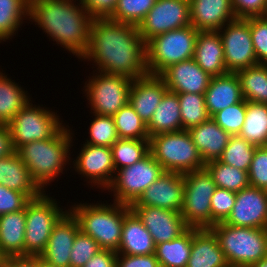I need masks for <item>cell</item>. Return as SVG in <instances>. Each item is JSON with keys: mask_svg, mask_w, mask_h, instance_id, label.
Here are the masks:
<instances>
[{"mask_svg": "<svg viewBox=\"0 0 267 267\" xmlns=\"http://www.w3.org/2000/svg\"><path fill=\"white\" fill-rule=\"evenodd\" d=\"M58 205L45 191L26 204L24 256H40L45 251L53 226L67 211Z\"/></svg>", "mask_w": 267, "mask_h": 267, "instance_id": "8", "label": "cell"}, {"mask_svg": "<svg viewBox=\"0 0 267 267\" xmlns=\"http://www.w3.org/2000/svg\"><path fill=\"white\" fill-rule=\"evenodd\" d=\"M256 147L238 135L231 136L219 160L248 172Z\"/></svg>", "mask_w": 267, "mask_h": 267, "instance_id": "40", "label": "cell"}, {"mask_svg": "<svg viewBox=\"0 0 267 267\" xmlns=\"http://www.w3.org/2000/svg\"><path fill=\"white\" fill-rule=\"evenodd\" d=\"M69 210L77 218L80 230L92 237L101 249L118 251L124 216L131 210L129 205L77 203Z\"/></svg>", "mask_w": 267, "mask_h": 267, "instance_id": "4", "label": "cell"}, {"mask_svg": "<svg viewBox=\"0 0 267 267\" xmlns=\"http://www.w3.org/2000/svg\"><path fill=\"white\" fill-rule=\"evenodd\" d=\"M116 267H160L155 253L150 255L117 254Z\"/></svg>", "mask_w": 267, "mask_h": 267, "instance_id": "51", "label": "cell"}, {"mask_svg": "<svg viewBox=\"0 0 267 267\" xmlns=\"http://www.w3.org/2000/svg\"><path fill=\"white\" fill-rule=\"evenodd\" d=\"M186 267H229L211 229L193 228L191 254Z\"/></svg>", "mask_w": 267, "mask_h": 267, "instance_id": "26", "label": "cell"}, {"mask_svg": "<svg viewBox=\"0 0 267 267\" xmlns=\"http://www.w3.org/2000/svg\"><path fill=\"white\" fill-rule=\"evenodd\" d=\"M204 168L211 175L216 187L237 193L250 186L247 171L222 163L219 159L205 163Z\"/></svg>", "mask_w": 267, "mask_h": 267, "instance_id": "36", "label": "cell"}, {"mask_svg": "<svg viewBox=\"0 0 267 267\" xmlns=\"http://www.w3.org/2000/svg\"><path fill=\"white\" fill-rule=\"evenodd\" d=\"M188 132L204 163L218 160L231 137L212 118L190 128Z\"/></svg>", "mask_w": 267, "mask_h": 267, "instance_id": "27", "label": "cell"}, {"mask_svg": "<svg viewBox=\"0 0 267 267\" xmlns=\"http://www.w3.org/2000/svg\"><path fill=\"white\" fill-rule=\"evenodd\" d=\"M218 32L223 43L227 72L236 73L258 64L251 37L250 17L236 18Z\"/></svg>", "mask_w": 267, "mask_h": 267, "instance_id": "13", "label": "cell"}, {"mask_svg": "<svg viewBox=\"0 0 267 267\" xmlns=\"http://www.w3.org/2000/svg\"><path fill=\"white\" fill-rule=\"evenodd\" d=\"M159 76L164 80L168 91L176 94H204L212 79L193 58L169 66Z\"/></svg>", "mask_w": 267, "mask_h": 267, "instance_id": "20", "label": "cell"}, {"mask_svg": "<svg viewBox=\"0 0 267 267\" xmlns=\"http://www.w3.org/2000/svg\"><path fill=\"white\" fill-rule=\"evenodd\" d=\"M178 94L167 91L147 124L149 137L183 130Z\"/></svg>", "mask_w": 267, "mask_h": 267, "instance_id": "30", "label": "cell"}, {"mask_svg": "<svg viewBox=\"0 0 267 267\" xmlns=\"http://www.w3.org/2000/svg\"><path fill=\"white\" fill-rule=\"evenodd\" d=\"M193 59L212 77L228 73L224 62L223 43L218 31L198 32Z\"/></svg>", "mask_w": 267, "mask_h": 267, "instance_id": "23", "label": "cell"}, {"mask_svg": "<svg viewBox=\"0 0 267 267\" xmlns=\"http://www.w3.org/2000/svg\"><path fill=\"white\" fill-rule=\"evenodd\" d=\"M37 106L30 100L8 124L15 151L26 143L53 137L64 126L57 112Z\"/></svg>", "mask_w": 267, "mask_h": 267, "instance_id": "10", "label": "cell"}, {"mask_svg": "<svg viewBox=\"0 0 267 267\" xmlns=\"http://www.w3.org/2000/svg\"><path fill=\"white\" fill-rule=\"evenodd\" d=\"M248 177L251 187L267 191V146L256 147Z\"/></svg>", "mask_w": 267, "mask_h": 267, "instance_id": "47", "label": "cell"}, {"mask_svg": "<svg viewBox=\"0 0 267 267\" xmlns=\"http://www.w3.org/2000/svg\"><path fill=\"white\" fill-rule=\"evenodd\" d=\"M113 118L119 138L149 140L147 125L129 102Z\"/></svg>", "mask_w": 267, "mask_h": 267, "instance_id": "38", "label": "cell"}, {"mask_svg": "<svg viewBox=\"0 0 267 267\" xmlns=\"http://www.w3.org/2000/svg\"><path fill=\"white\" fill-rule=\"evenodd\" d=\"M245 116L246 101L243 100L226 109L218 111L211 118L231 136H237L241 132Z\"/></svg>", "mask_w": 267, "mask_h": 267, "instance_id": "43", "label": "cell"}, {"mask_svg": "<svg viewBox=\"0 0 267 267\" xmlns=\"http://www.w3.org/2000/svg\"><path fill=\"white\" fill-rule=\"evenodd\" d=\"M0 267H3V262L1 261V259H0Z\"/></svg>", "mask_w": 267, "mask_h": 267, "instance_id": "57", "label": "cell"}, {"mask_svg": "<svg viewBox=\"0 0 267 267\" xmlns=\"http://www.w3.org/2000/svg\"><path fill=\"white\" fill-rule=\"evenodd\" d=\"M0 184L22 192L30 199H35L44 192L32 179L17 151L0 158Z\"/></svg>", "mask_w": 267, "mask_h": 267, "instance_id": "25", "label": "cell"}, {"mask_svg": "<svg viewBox=\"0 0 267 267\" xmlns=\"http://www.w3.org/2000/svg\"><path fill=\"white\" fill-rule=\"evenodd\" d=\"M14 152L9 127L6 124H0V158L11 155Z\"/></svg>", "mask_w": 267, "mask_h": 267, "instance_id": "54", "label": "cell"}, {"mask_svg": "<svg viewBox=\"0 0 267 267\" xmlns=\"http://www.w3.org/2000/svg\"><path fill=\"white\" fill-rule=\"evenodd\" d=\"M259 147L267 146V104L246 101V116L238 135Z\"/></svg>", "mask_w": 267, "mask_h": 267, "instance_id": "33", "label": "cell"}, {"mask_svg": "<svg viewBox=\"0 0 267 267\" xmlns=\"http://www.w3.org/2000/svg\"><path fill=\"white\" fill-rule=\"evenodd\" d=\"M100 250L92 237L79 230L70 252V267H83Z\"/></svg>", "mask_w": 267, "mask_h": 267, "instance_id": "44", "label": "cell"}, {"mask_svg": "<svg viewBox=\"0 0 267 267\" xmlns=\"http://www.w3.org/2000/svg\"><path fill=\"white\" fill-rule=\"evenodd\" d=\"M184 196V175L165 171L131 206H153L180 212Z\"/></svg>", "mask_w": 267, "mask_h": 267, "instance_id": "18", "label": "cell"}, {"mask_svg": "<svg viewBox=\"0 0 267 267\" xmlns=\"http://www.w3.org/2000/svg\"><path fill=\"white\" fill-rule=\"evenodd\" d=\"M164 172L149 152L135 164L118 169L106 190L113 191V202L131 206Z\"/></svg>", "mask_w": 267, "mask_h": 267, "instance_id": "12", "label": "cell"}, {"mask_svg": "<svg viewBox=\"0 0 267 267\" xmlns=\"http://www.w3.org/2000/svg\"><path fill=\"white\" fill-rule=\"evenodd\" d=\"M77 1L76 5V0H29V21L81 59L88 49L92 19Z\"/></svg>", "mask_w": 267, "mask_h": 267, "instance_id": "2", "label": "cell"}, {"mask_svg": "<svg viewBox=\"0 0 267 267\" xmlns=\"http://www.w3.org/2000/svg\"><path fill=\"white\" fill-rule=\"evenodd\" d=\"M38 267H57L56 265L49 264L40 256H38Z\"/></svg>", "mask_w": 267, "mask_h": 267, "instance_id": "56", "label": "cell"}, {"mask_svg": "<svg viewBox=\"0 0 267 267\" xmlns=\"http://www.w3.org/2000/svg\"><path fill=\"white\" fill-rule=\"evenodd\" d=\"M250 30L257 62L267 65V16L250 17Z\"/></svg>", "mask_w": 267, "mask_h": 267, "instance_id": "46", "label": "cell"}, {"mask_svg": "<svg viewBox=\"0 0 267 267\" xmlns=\"http://www.w3.org/2000/svg\"><path fill=\"white\" fill-rule=\"evenodd\" d=\"M30 200L26 194L0 184V215L23 210Z\"/></svg>", "mask_w": 267, "mask_h": 267, "instance_id": "48", "label": "cell"}, {"mask_svg": "<svg viewBox=\"0 0 267 267\" xmlns=\"http://www.w3.org/2000/svg\"><path fill=\"white\" fill-rule=\"evenodd\" d=\"M188 25H191L190 0H157L138 30L147 43L157 35Z\"/></svg>", "mask_w": 267, "mask_h": 267, "instance_id": "14", "label": "cell"}, {"mask_svg": "<svg viewBox=\"0 0 267 267\" xmlns=\"http://www.w3.org/2000/svg\"><path fill=\"white\" fill-rule=\"evenodd\" d=\"M80 230L77 218L68 209L55 223L42 259L57 267H70V252Z\"/></svg>", "mask_w": 267, "mask_h": 267, "instance_id": "19", "label": "cell"}, {"mask_svg": "<svg viewBox=\"0 0 267 267\" xmlns=\"http://www.w3.org/2000/svg\"><path fill=\"white\" fill-rule=\"evenodd\" d=\"M3 267H38V256L2 258Z\"/></svg>", "mask_w": 267, "mask_h": 267, "instance_id": "53", "label": "cell"}, {"mask_svg": "<svg viewBox=\"0 0 267 267\" xmlns=\"http://www.w3.org/2000/svg\"><path fill=\"white\" fill-rule=\"evenodd\" d=\"M73 161V168L93 187L106 190L115 176L111 147L84 143ZM89 179V180H88Z\"/></svg>", "mask_w": 267, "mask_h": 267, "instance_id": "15", "label": "cell"}, {"mask_svg": "<svg viewBox=\"0 0 267 267\" xmlns=\"http://www.w3.org/2000/svg\"><path fill=\"white\" fill-rule=\"evenodd\" d=\"M111 150L116 172L143 159L149 153V140L119 138Z\"/></svg>", "mask_w": 267, "mask_h": 267, "instance_id": "37", "label": "cell"}, {"mask_svg": "<svg viewBox=\"0 0 267 267\" xmlns=\"http://www.w3.org/2000/svg\"><path fill=\"white\" fill-rule=\"evenodd\" d=\"M204 96L211 117L218 111L244 100L239 78L236 73L231 72L212 77Z\"/></svg>", "mask_w": 267, "mask_h": 267, "instance_id": "24", "label": "cell"}, {"mask_svg": "<svg viewBox=\"0 0 267 267\" xmlns=\"http://www.w3.org/2000/svg\"><path fill=\"white\" fill-rule=\"evenodd\" d=\"M117 252L101 249L83 267H116Z\"/></svg>", "mask_w": 267, "mask_h": 267, "instance_id": "52", "label": "cell"}, {"mask_svg": "<svg viewBox=\"0 0 267 267\" xmlns=\"http://www.w3.org/2000/svg\"><path fill=\"white\" fill-rule=\"evenodd\" d=\"M198 32L188 25L150 39L146 43L149 74L160 75L169 66L193 58Z\"/></svg>", "mask_w": 267, "mask_h": 267, "instance_id": "7", "label": "cell"}, {"mask_svg": "<svg viewBox=\"0 0 267 267\" xmlns=\"http://www.w3.org/2000/svg\"><path fill=\"white\" fill-rule=\"evenodd\" d=\"M249 267H267V256L258 261L257 263L250 265Z\"/></svg>", "mask_w": 267, "mask_h": 267, "instance_id": "55", "label": "cell"}, {"mask_svg": "<svg viewBox=\"0 0 267 267\" xmlns=\"http://www.w3.org/2000/svg\"><path fill=\"white\" fill-rule=\"evenodd\" d=\"M183 130H189L211 118L205 105L204 94H178Z\"/></svg>", "mask_w": 267, "mask_h": 267, "instance_id": "39", "label": "cell"}, {"mask_svg": "<svg viewBox=\"0 0 267 267\" xmlns=\"http://www.w3.org/2000/svg\"><path fill=\"white\" fill-rule=\"evenodd\" d=\"M182 218L188 228L211 229V197L215 182L203 168L184 173Z\"/></svg>", "mask_w": 267, "mask_h": 267, "instance_id": "9", "label": "cell"}, {"mask_svg": "<svg viewBox=\"0 0 267 267\" xmlns=\"http://www.w3.org/2000/svg\"><path fill=\"white\" fill-rule=\"evenodd\" d=\"M82 60L95 63V71L131 79L149 74L146 43L138 26L110 19L91 21L89 45Z\"/></svg>", "mask_w": 267, "mask_h": 267, "instance_id": "1", "label": "cell"}, {"mask_svg": "<svg viewBox=\"0 0 267 267\" xmlns=\"http://www.w3.org/2000/svg\"><path fill=\"white\" fill-rule=\"evenodd\" d=\"M149 152L168 172L184 174L203 169L205 165L188 130L149 137Z\"/></svg>", "mask_w": 267, "mask_h": 267, "instance_id": "6", "label": "cell"}, {"mask_svg": "<svg viewBox=\"0 0 267 267\" xmlns=\"http://www.w3.org/2000/svg\"><path fill=\"white\" fill-rule=\"evenodd\" d=\"M211 230L229 267H249L267 256V228L237 227L219 222Z\"/></svg>", "mask_w": 267, "mask_h": 267, "instance_id": "5", "label": "cell"}, {"mask_svg": "<svg viewBox=\"0 0 267 267\" xmlns=\"http://www.w3.org/2000/svg\"><path fill=\"white\" fill-rule=\"evenodd\" d=\"M26 207L0 215V259L24 256Z\"/></svg>", "mask_w": 267, "mask_h": 267, "instance_id": "29", "label": "cell"}, {"mask_svg": "<svg viewBox=\"0 0 267 267\" xmlns=\"http://www.w3.org/2000/svg\"><path fill=\"white\" fill-rule=\"evenodd\" d=\"M167 91L168 88L159 75L148 74L132 81L129 104L147 125Z\"/></svg>", "mask_w": 267, "mask_h": 267, "instance_id": "21", "label": "cell"}, {"mask_svg": "<svg viewBox=\"0 0 267 267\" xmlns=\"http://www.w3.org/2000/svg\"><path fill=\"white\" fill-rule=\"evenodd\" d=\"M190 19L198 31H218L236 16L231 0H190Z\"/></svg>", "mask_w": 267, "mask_h": 267, "instance_id": "22", "label": "cell"}, {"mask_svg": "<svg viewBox=\"0 0 267 267\" xmlns=\"http://www.w3.org/2000/svg\"><path fill=\"white\" fill-rule=\"evenodd\" d=\"M236 199V193L216 187L211 197V228L219 222H224L230 215Z\"/></svg>", "mask_w": 267, "mask_h": 267, "instance_id": "45", "label": "cell"}, {"mask_svg": "<svg viewBox=\"0 0 267 267\" xmlns=\"http://www.w3.org/2000/svg\"><path fill=\"white\" fill-rule=\"evenodd\" d=\"M151 234L155 245L178 238L188 227L180 212L153 206H130Z\"/></svg>", "mask_w": 267, "mask_h": 267, "instance_id": "17", "label": "cell"}, {"mask_svg": "<svg viewBox=\"0 0 267 267\" xmlns=\"http://www.w3.org/2000/svg\"><path fill=\"white\" fill-rule=\"evenodd\" d=\"M245 101L267 104V65L256 64L236 72Z\"/></svg>", "mask_w": 267, "mask_h": 267, "instance_id": "34", "label": "cell"}, {"mask_svg": "<svg viewBox=\"0 0 267 267\" xmlns=\"http://www.w3.org/2000/svg\"><path fill=\"white\" fill-rule=\"evenodd\" d=\"M68 128V125L63 126L53 137L26 143L17 150L32 179L43 191L47 188L45 186L56 180L54 178L63 174V169L71 160L73 133Z\"/></svg>", "mask_w": 267, "mask_h": 267, "instance_id": "3", "label": "cell"}, {"mask_svg": "<svg viewBox=\"0 0 267 267\" xmlns=\"http://www.w3.org/2000/svg\"><path fill=\"white\" fill-rule=\"evenodd\" d=\"M155 247L151 234L139 217L130 210L124 216L117 254L150 255L155 253Z\"/></svg>", "mask_w": 267, "mask_h": 267, "instance_id": "28", "label": "cell"}, {"mask_svg": "<svg viewBox=\"0 0 267 267\" xmlns=\"http://www.w3.org/2000/svg\"><path fill=\"white\" fill-rule=\"evenodd\" d=\"M156 1L157 0H118L116 9L110 20L139 26L146 14L155 5Z\"/></svg>", "mask_w": 267, "mask_h": 267, "instance_id": "41", "label": "cell"}, {"mask_svg": "<svg viewBox=\"0 0 267 267\" xmlns=\"http://www.w3.org/2000/svg\"><path fill=\"white\" fill-rule=\"evenodd\" d=\"M30 100L27 91L21 85L0 72V124L8 125Z\"/></svg>", "mask_w": 267, "mask_h": 267, "instance_id": "32", "label": "cell"}, {"mask_svg": "<svg viewBox=\"0 0 267 267\" xmlns=\"http://www.w3.org/2000/svg\"><path fill=\"white\" fill-rule=\"evenodd\" d=\"M224 223L237 227L267 228V191L247 187L236 193L230 215Z\"/></svg>", "mask_w": 267, "mask_h": 267, "instance_id": "16", "label": "cell"}, {"mask_svg": "<svg viewBox=\"0 0 267 267\" xmlns=\"http://www.w3.org/2000/svg\"><path fill=\"white\" fill-rule=\"evenodd\" d=\"M85 82V96L93 114L114 116L129 102L133 79L116 74L98 72ZM91 78V79H90Z\"/></svg>", "mask_w": 267, "mask_h": 267, "instance_id": "11", "label": "cell"}, {"mask_svg": "<svg viewBox=\"0 0 267 267\" xmlns=\"http://www.w3.org/2000/svg\"><path fill=\"white\" fill-rule=\"evenodd\" d=\"M29 20V0H0V43L12 39Z\"/></svg>", "mask_w": 267, "mask_h": 267, "instance_id": "35", "label": "cell"}, {"mask_svg": "<svg viewBox=\"0 0 267 267\" xmlns=\"http://www.w3.org/2000/svg\"><path fill=\"white\" fill-rule=\"evenodd\" d=\"M193 228L178 238L157 244L155 255L160 267H186L191 254Z\"/></svg>", "mask_w": 267, "mask_h": 267, "instance_id": "31", "label": "cell"}, {"mask_svg": "<svg viewBox=\"0 0 267 267\" xmlns=\"http://www.w3.org/2000/svg\"><path fill=\"white\" fill-rule=\"evenodd\" d=\"M86 144L111 147L118 139L113 116L93 114Z\"/></svg>", "mask_w": 267, "mask_h": 267, "instance_id": "42", "label": "cell"}, {"mask_svg": "<svg viewBox=\"0 0 267 267\" xmlns=\"http://www.w3.org/2000/svg\"><path fill=\"white\" fill-rule=\"evenodd\" d=\"M118 0H81L84 9L92 20L110 19L116 9Z\"/></svg>", "mask_w": 267, "mask_h": 267, "instance_id": "50", "label": "cell"}, {"mask_svg": "<svg viewBox=\"0 0 267 267\" xmlns=\"http://www.w3.org/2000/svg\"><path fill=\"white\" fill-rule=\"evenodd\" d=\"M236 18L267 16V0H231Z\"/></svg>", "mask_w": 267, "mask_h": 267, "instance_id": "49", "label": "cell"}]
</instances>
